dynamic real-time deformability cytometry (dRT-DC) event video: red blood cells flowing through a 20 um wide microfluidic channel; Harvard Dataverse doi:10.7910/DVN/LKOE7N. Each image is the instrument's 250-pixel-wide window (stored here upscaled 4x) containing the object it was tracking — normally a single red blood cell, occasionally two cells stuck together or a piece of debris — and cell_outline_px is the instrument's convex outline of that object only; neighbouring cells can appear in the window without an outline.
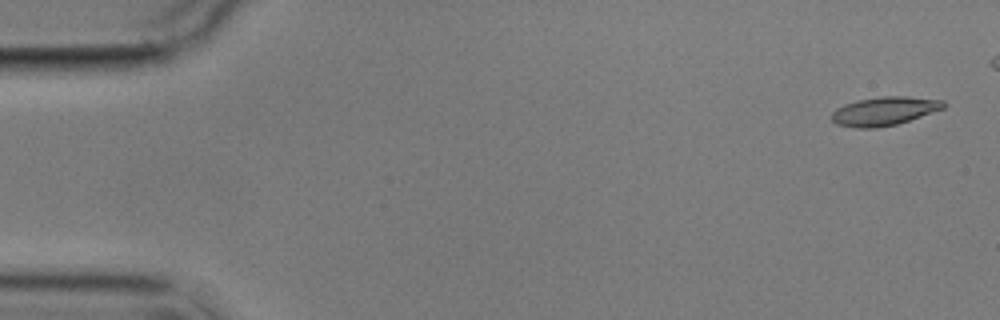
{"species": "common noctule bat (a hibernating species)", "species_latin": "Nyctalus noctula", "temperature_condition": "cold", "stored_images_in_passage": 6, "camera_frame_rate_fps": 3000, "um_per_image_px": 0.085, "animal": {"sex": "male", "body_mass_g": 17.9}, "frame": {"image": 1, "passage_image": 1, "time_ms": 0.0, "image_size_px": [1000, 320], "cell_outline_px": [[948, 104], [944, 108], [896, 124], [876, 128], [856, 128], [836, 124], [832, 120], [832, 112], [836, 108], [844, 104], [856, 100], [884, 96], [908, 96], [944, 100]], "centroid_in_image_um": [75.16, 9.43], "position_along_channel_um": 9.8, "area_um2": 18.67}}